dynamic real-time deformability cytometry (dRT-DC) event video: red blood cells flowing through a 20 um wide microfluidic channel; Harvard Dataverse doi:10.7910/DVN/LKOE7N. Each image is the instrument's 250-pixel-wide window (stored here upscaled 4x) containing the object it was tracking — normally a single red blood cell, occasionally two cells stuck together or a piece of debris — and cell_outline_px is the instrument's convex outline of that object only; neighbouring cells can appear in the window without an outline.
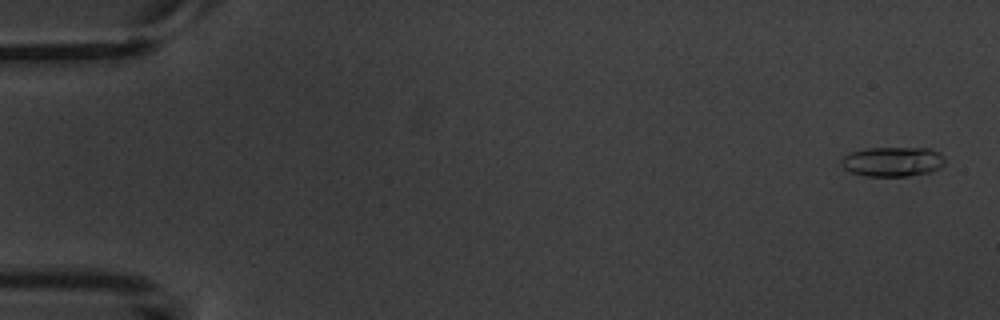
{"species": "common noctule bat (a hibernating species)", "species_latin": "Nyctalus noctula", "temperature_condition": "warm", "stored_images_in_passage": 4, "camera_frame_rate_fps": 3000, "um_per_image_px": 0.085, "animal": {"sex": "male", "body_mass_g": 20.1, "forearm_length_mm": 53.5}, "frame": {"image": 1, "passage_image": 1, "time_ms": 0.0, "image_size_px": [1000, 320], "cell_outline_px": [[944, 164], [940, 168], [932, 172], [908, 176], [864, 176], [852, 172], [844, 168], [840, 164], [840, 160], [844, 156], [852, 152], [868, 148], [928, 148], [944, 156]], "centroid_in_image_um": [75.87, 13.75], "position_along_channel_um": 9.1, "area_um2": 17.92}}